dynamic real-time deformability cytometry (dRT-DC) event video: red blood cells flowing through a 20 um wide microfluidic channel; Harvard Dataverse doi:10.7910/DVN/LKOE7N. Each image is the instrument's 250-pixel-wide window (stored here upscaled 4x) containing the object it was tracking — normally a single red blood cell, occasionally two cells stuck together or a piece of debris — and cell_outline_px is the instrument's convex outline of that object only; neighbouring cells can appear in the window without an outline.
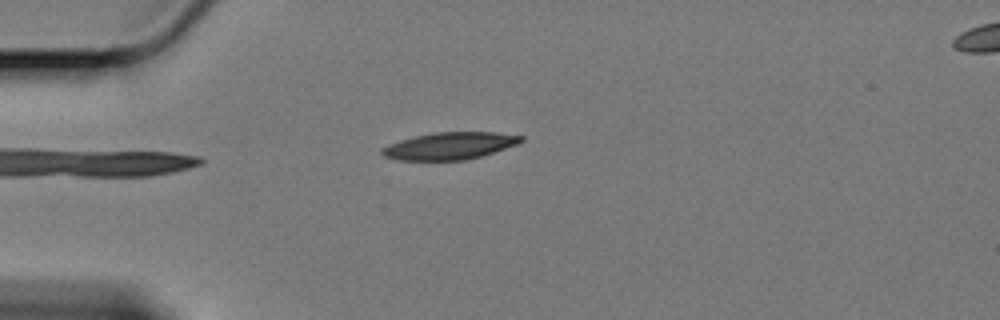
{"species": "Egyptian fruit bat (a non-hibernating species)", "species_latin": "Rousettus aegyptiacus", "temperature_condition": "cold", "stored_images_in_passage": 39, "camera_frame_rate_fps": 3000, "um_per_image_px": 0.085, "animal": {"sex": "female"}, "frame": {"image": 1, "passage_image": 1, "time_ms": 0.0, "image_size_px": [1000, 320], "cell_outline_px": [[524, 140], [516, 144], [480, 156], [464, 160], [396, 160], [384, 156], [380, 152], [388, 144], [400, 140], [416, 136], [436, 132], [496, 132], [524, 136]], "centroid_in_image_um": [38.21, 12.39], "position_along_channel_um": 46.8, "area_um2": 21.73}}
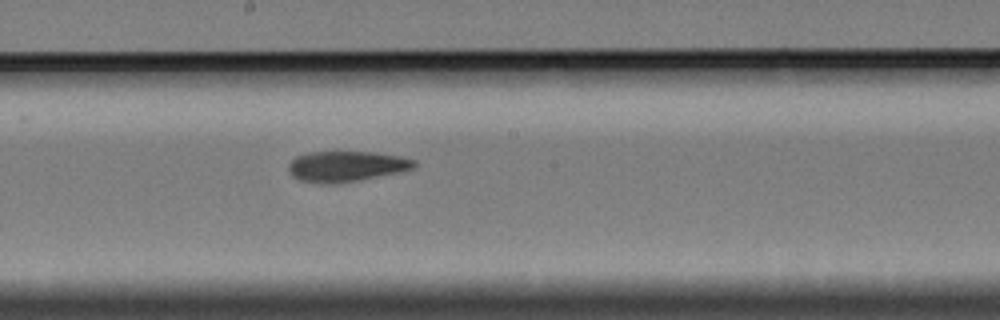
{"frame": {"image": 2, "passage_image": 18, "time_ms": 5.667, "image_size_px": [1000, 320], "cell_outline_px": [[416, 168], [400, 172], [356, 180], [332, 184], [324, 184], [300, 180], [292, 176], [288, 172], [288, 164], [296, 156], [308, 152], [372, 152], [400, 156], [416, 160]], "centroid_in_image_um": [29.42, 14.13], "position_along_channel_um": 218.8, "area_um2": 22.37}}
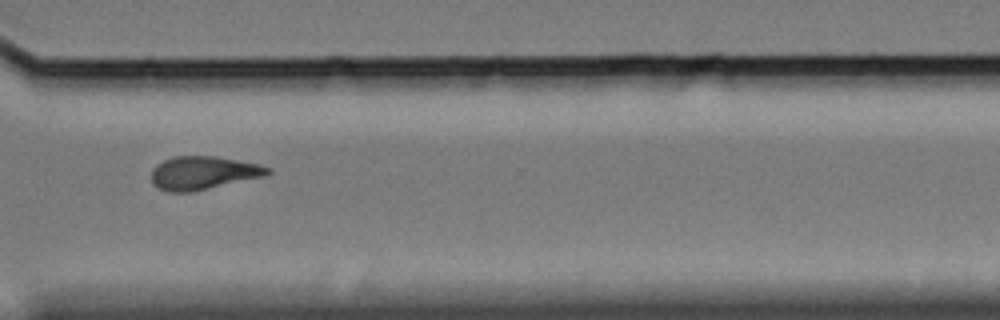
{"frame": {"image": 3, "passage_image": 30, "time_ms": 9.667, "image_size_px": [1000, 320], "cell_outline_px": [[272, 172], [264, 176], [192, 192], [168, 192], [156, 188], [152, 184], [152, 168], [156, 164], [172, 156], [216, 156], [260, 164], [272, 168]], "centroid_in_image_um": [17.25, 14.69], "position_along_channel_um": 353.3, "area_um2": 22.77}, "authors_computed_cell_mechanics": {"area_um2": 22.7732, "velocity_mm_per_s": 3.3689, "shape_relaxation_time_tau1_ms": 5.4015, "shape_relaxation_time_tau2_ms": 5.5383, "deformation_change_tau1": 0.1429, "deformation_change_tau2": 0.1343}}